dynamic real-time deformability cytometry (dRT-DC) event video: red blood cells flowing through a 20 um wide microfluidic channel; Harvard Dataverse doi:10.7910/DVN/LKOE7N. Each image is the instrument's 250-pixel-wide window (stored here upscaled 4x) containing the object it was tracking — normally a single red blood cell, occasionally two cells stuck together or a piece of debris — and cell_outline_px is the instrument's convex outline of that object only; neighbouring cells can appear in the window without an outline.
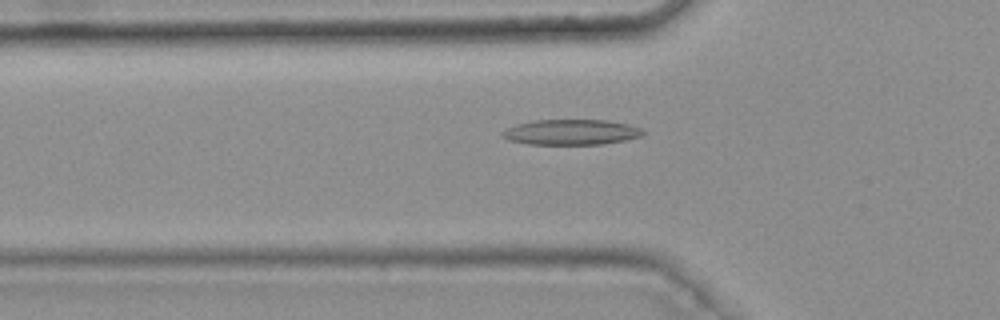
{"species": "common noctule bat (a hibernating species)", "species_latin": "Nyctalus noctula", "temperature_condition": "warm", "stored_images_in_passage": 49, "camera_frame_rate_fps": 3000, "um_per_image_px": 0.085, "animal": {"sex": "female", "body_mass_g": 25.1}, "frame": {"image": 1, "passage_image": 18, "time_ms": 5.667, "image_size_px": [1000, 320], "cell_outline_px": [[648, 132], [644, 136], [624, 140], [600, 144], [528, 144], [508, 140], [500, 136], [500, 132], [516, 124], [536, 120], [608, 120], [628, 124], [640, 128]], "centroid_in_image_um": [48.56, 11.23], "position_along_channel_um": 77.2, "area_um2": 20.92}}
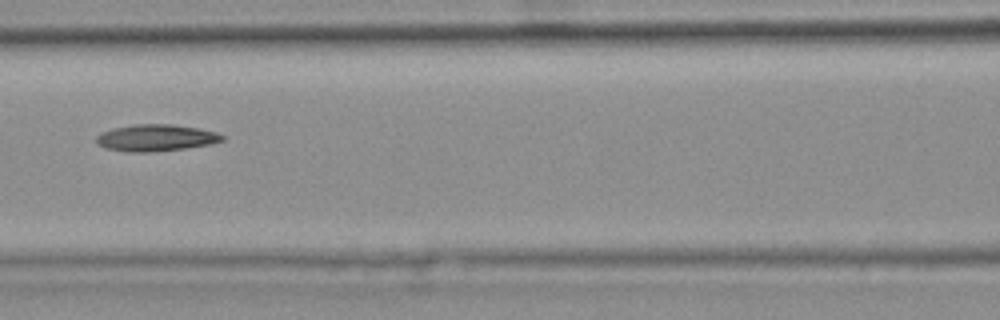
{"frame": {"image": 2, "passage_image": 24, "time_ms": 7.667, "image_size_px": [1000, 320], "cell_outline_px": [[224, 140], [208, 144], [184, 148], [152, 152], [128, 152], [104, 148], [96, 144], [96, 136], [112, 128], [136, 124], [172, 124], [200, 128], [216, 132], [224, 136]], "centroid_in_image_um": [13.22, 11.71], "position_along_channel_um": 153.4, "area_um2": 19.59}}
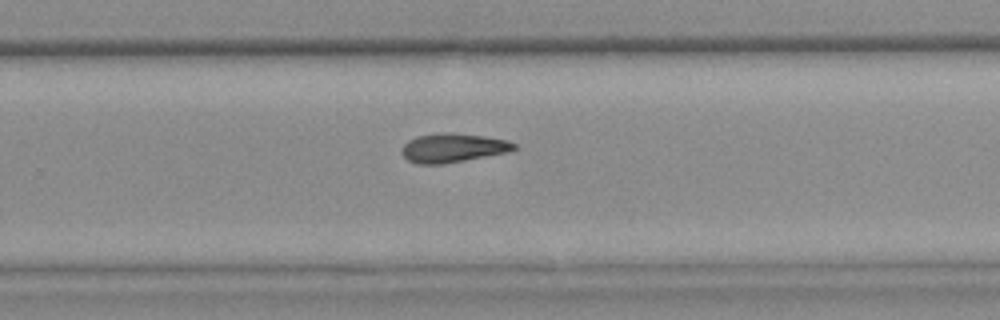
{"frame": {"image": 3, "passage_image": 35, "time_ms": 11.333, "image_size_px": [1000, 320], "cell_outline_px": [[516, 148], [508, 152], [464, 160], [440, 164], [416, 164], [408, 160], [400, 152], [400, 148], [408, 140], [416, 136], [444, 132], [452, 132], [484, 136], [508, 140], [516, 144]], "centroid_in_image_um": [38.46, 12.56], "position_along_channel_um": 291.3, "area_um2": 19.02}}